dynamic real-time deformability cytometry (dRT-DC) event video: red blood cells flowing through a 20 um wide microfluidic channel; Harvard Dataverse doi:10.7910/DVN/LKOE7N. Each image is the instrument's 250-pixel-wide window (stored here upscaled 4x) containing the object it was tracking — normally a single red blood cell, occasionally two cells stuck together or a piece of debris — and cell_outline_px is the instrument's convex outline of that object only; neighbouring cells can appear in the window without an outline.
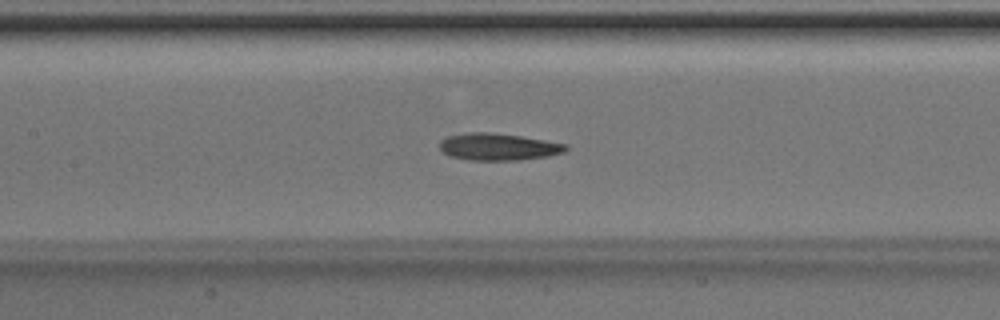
{"species": "Egyptian fruit bat (a non-hibernating species)", "species_latin": "Rousettus aegyptiacus", "temperature_condition": "room temperature", "stored_images_in_passage": 38, "camera_frame_rate_fps": 3000, "um_per_image_px": 0.085, "animal": {"sex": "male"}, "frame": {"image": 1, "passage_image": 22, "time_ms": 7.0, "image_size_px": [1000, 320], "cell_outline_px": [[568, 148], [564, 152], [548, 156], [520, 160], [468, 160], [452, 156], [444, 152], [440, 148], [440, 140], [448, 136], [468, 132], [492, 132], [520, 136], [568, 144]], "centroid_in_image_um": [42.37, 12.47], "position_along_channel_um": 165.0, "area_um2": 19.83}}
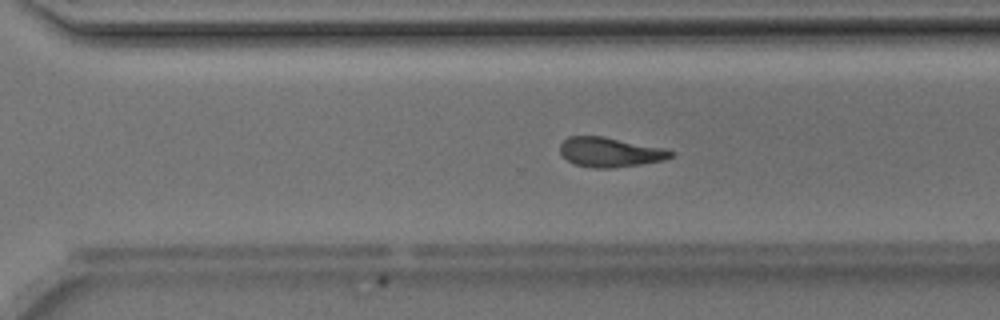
{"frame": {"image": 2, "passage_image": 33, "time_ms": 10.667, "image_size_px": [1000, 320], "cell_outline_px": [[676, 152], [672, 156], [664, 160], [640, 164], [612, 168], [592, 168], [572, 164], [560, 152], [560, 144], [568, 136], [604, 136], [664, 148]], "centroid_in_image_um": [51.85, 12.93], "position_along_channel_um": 318.8, "area_um2": 19.19}}